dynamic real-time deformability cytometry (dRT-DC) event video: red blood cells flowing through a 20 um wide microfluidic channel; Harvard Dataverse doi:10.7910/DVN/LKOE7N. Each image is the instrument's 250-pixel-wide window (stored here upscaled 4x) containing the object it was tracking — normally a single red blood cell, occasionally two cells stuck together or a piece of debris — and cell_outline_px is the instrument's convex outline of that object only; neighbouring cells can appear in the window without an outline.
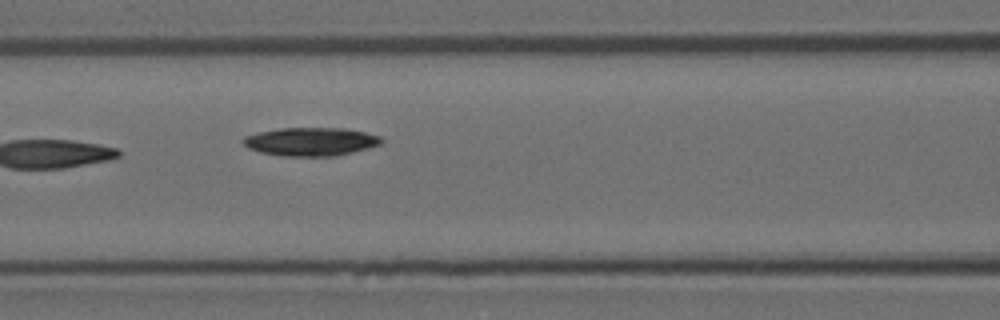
{"species": "Egyptian fruit bat (a non-hibernating species)", "species_latin": "Rousettus aegyptiacus", "temperature_condition": "room temperature", "stored_images_in_passage": 4, "camera_frame_rate_fps": 3000, "um_per_image_px": 0.085, "animal": {"sex": "female"}, "frame": {"image": 1, "passage_image": 4, "time_ms": 1.0, "image_size_px": [1000, 320], "cell_outline_px": [[384, 140], [380, 144], [368, 148], [336, 156], [280, 156], [260, 152], [248, 148], [240, 140], [244, 136], [260, 132], [280, 128], [344, 128], [364, 132], [380, 136]], "centroid_in_image_um": [26.4, 12.04], "position_along_channel_um": 140.2, "area_um2": 22.89}}